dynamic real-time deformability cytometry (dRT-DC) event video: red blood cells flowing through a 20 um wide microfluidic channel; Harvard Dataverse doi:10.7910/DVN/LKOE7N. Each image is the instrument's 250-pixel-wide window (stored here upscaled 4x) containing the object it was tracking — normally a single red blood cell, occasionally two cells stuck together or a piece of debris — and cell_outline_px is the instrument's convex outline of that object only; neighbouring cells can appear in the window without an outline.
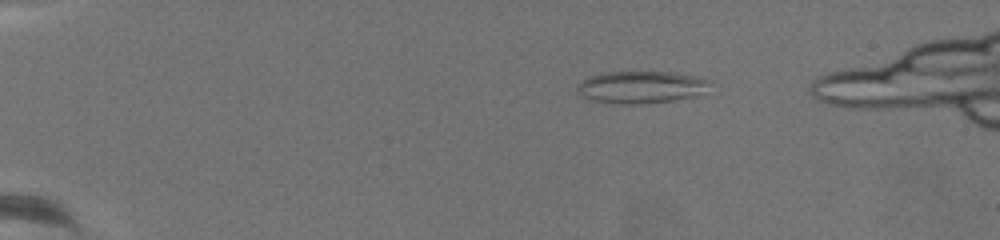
{"species": "common noctule bat (a hibernating species)", "species_latin": "Nyctalus noctula", "temperature_condition": "warm", "stored_images_in_passage": 69, "camera_frame_rate_fps": 3000, "um_per_image_px": 0.085, "animal": {"sex": "female", "body_mass_g": 19.5, "forearm_length_mm": 54.1}, "frame": {"image": 1, "passage_image": 15, "time_ms": 4.667, "image_size_px": [1000, 240], "cell_outline_px": [[712, 80], [704, 96], [648, 104], [620, 104], [592, 100], [580, 96], [576, 92], [576, 88], [588, 76], [604, 72], [676, 72], [700, 76]], "centroid_in_image_um": [54.6, 7.41], "position_along_channel_um": 30.4, "area_um2": 25.72}}
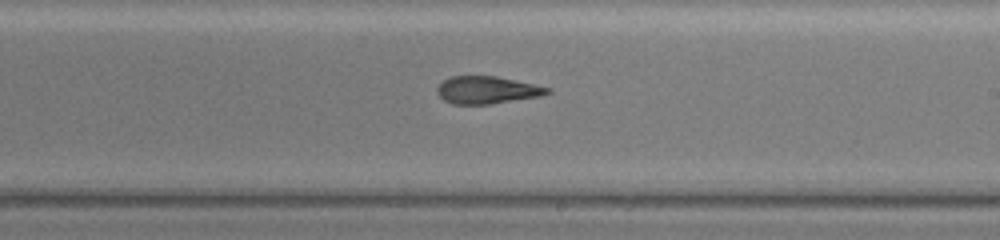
{"frame": {"image": 2, "passage_image": 45, "time_ms": 14.667, "image_size_px": [1000, 240], "cell_outline_px": [[552, 92], [540, 96], [488, 104], [452, 104], [444, 100], [436, 92], [436, 88], [444, 80], [452, 76], [496, 76], [552, 88]], "centroid_in_image_um": [41.4, 7.65], "position_along_channel_um": 247.6, "area_um2": 17.51}}
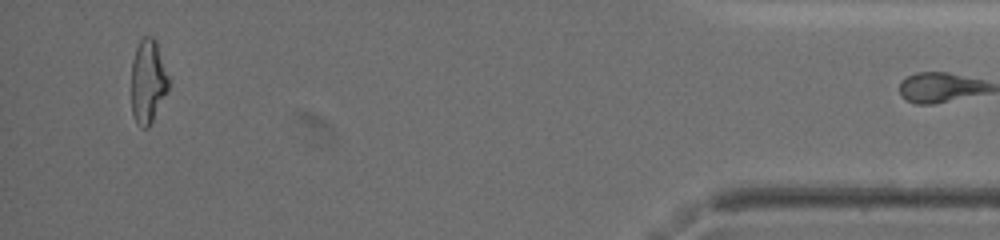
{"frame": {"image": 3, "passage_image": 68, "time_ms": 22.333, "image_size_px": [1000, 240], "cell_outline_px": [[168, 88], [148, 128], [140, 128], [136, 124], [132, 112], [132, 60], [136, 48], [140, 40], [144, 36], [152, 36], [156, 40], [168, 76]], "centroid_in_image_um": [12.55, 6.91], "position_along_channel_um": 422.6, "area_um2": 17.92}}